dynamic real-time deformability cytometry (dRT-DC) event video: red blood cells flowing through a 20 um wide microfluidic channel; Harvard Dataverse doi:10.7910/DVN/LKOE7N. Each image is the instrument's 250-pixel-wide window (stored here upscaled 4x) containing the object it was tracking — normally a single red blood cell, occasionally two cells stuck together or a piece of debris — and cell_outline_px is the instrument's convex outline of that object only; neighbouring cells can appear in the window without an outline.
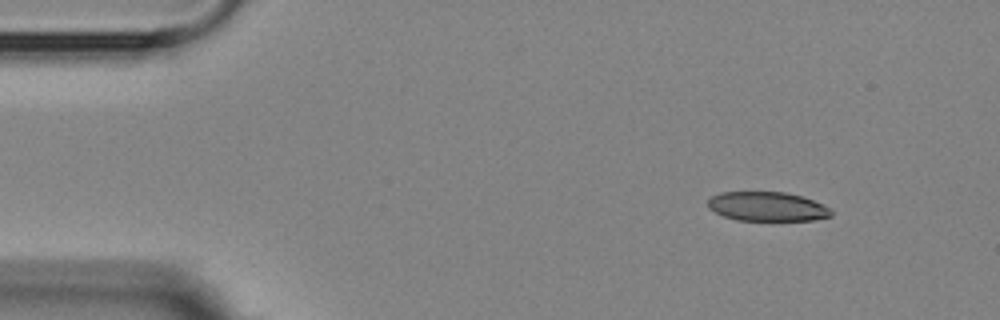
{"species": "Egyptian fruit bat (a non-hibernating species)", "species_latin": "Rousettus aegyptiacus", "temperature_condition": "room temperature", "stored_images_in_passage": 5, "camera_frame_rate_fps": 3000, "um_per_image_px": 0.085, "animal": {"sex": "female"}, "frame": {"image": 1, "passage_image": 1, "time_ms": 0.0, "image_size_px": [1000, 320], "cell_outline_px": [[832, 216], [812, 220], [736, 220], [724, 216], [708, 208], [708, 200], [712, 196], [720, 192], [784, 192], [800, 196], [812, 200], [832, 208]], "centroid_in_image_um": [65.22, 17.55], "position_along_channel_um": 19.8, "area_um2": 20.92}}
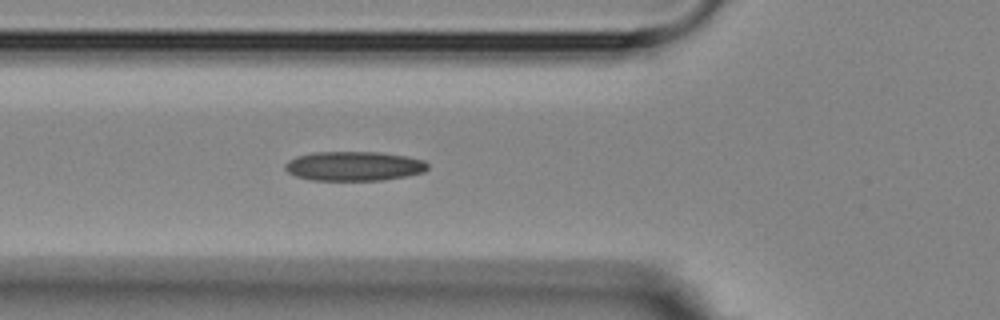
{"frame": {"image": 2, "passage_image": 5, "time_ms": 4.333, "image_size_px": [1000, 320], "cell_outline_px": [[428, 168], [424, 172], [384, 180], [312, 180], [296, 176], [288, 172], [284, 168], [284, 164], [288, 160], [296, 156], [312, 152], [376, 152], [408, 156], [424, 160], [428, 164]], "centroid_in_image_um": [30.07, 14.11], "position_along_channel_um": 95.7, "area_um2": 24.51}}